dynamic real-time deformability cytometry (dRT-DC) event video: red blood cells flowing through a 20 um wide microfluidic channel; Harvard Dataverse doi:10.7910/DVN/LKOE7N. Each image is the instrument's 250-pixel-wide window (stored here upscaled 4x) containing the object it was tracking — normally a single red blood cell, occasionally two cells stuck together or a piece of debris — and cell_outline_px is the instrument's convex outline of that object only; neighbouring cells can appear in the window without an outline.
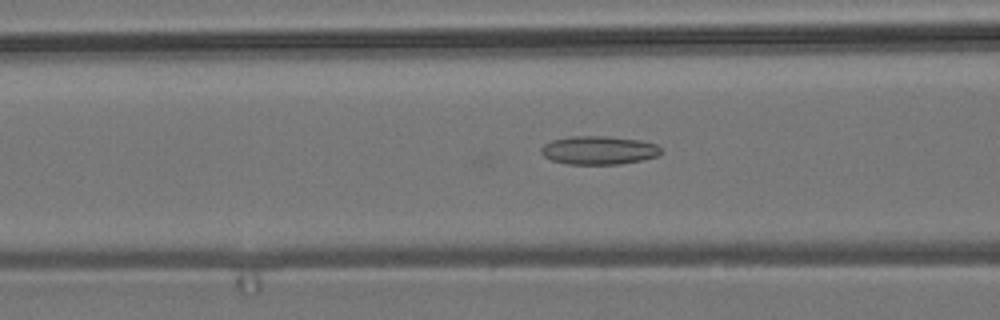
{"species": "common noctule bat (a hibernating species)", "species_latin": "Nyctalus noctula", "temperature_condition": "room temperature", "stored_images_in_passage": 18, "camera_frame_rate_fps": 3000, "um_per_image_px": 0.085, "animal": {"sex": "male", "body_mass_g": 19.2, "forearm_length_mm": 51.8}, "frame": {"image": 1, "passage_image": 5, "time_ms": 1.333, "image_size_px": [1000, 320], "cell_outline_px": [[664, 152], [660, 156], [620, 164], [568, 164], [552, 160], [544, 156], [540, 152], [540, 148], [544, 144], [552, 140], [568, 136], [608, 136], [640, 140], [656, 144]], "centroid_in_image_um": [50.91, 12.76], "position_along_channel_um": 115.7, "area_um2": 20.06}}
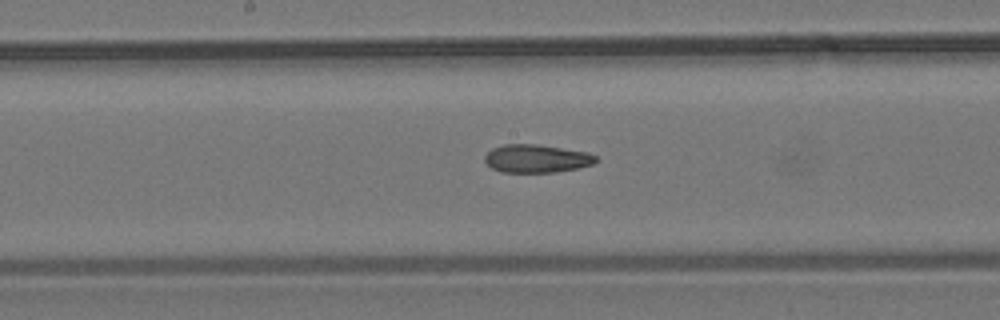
{"frame": {"image": 2, "passage_image": 12, "time_ms": 3.667, "image_size_px": [1000, 320], "cell_outline_px": [[600, 160], [592, 164], [580, 168], [556, 172], [500, 172], [492, 168], [484, 160], [484, 156], [492, 148], [504, 144], [536, 144], [588, 152], [596, 156]], "centroid_in_image_um": [45.63, 13.48], "position_along_channel_um": 202.6, "area_um2": 18.32}}
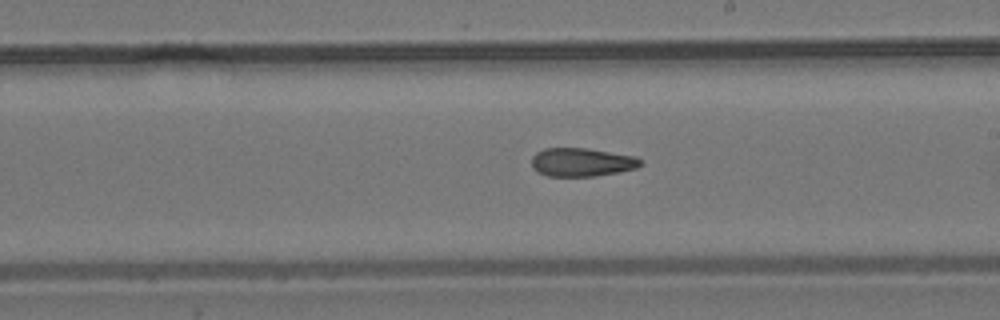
{"frame": {"image": 3, "passage_image": 15, "time_ms": 4.667, "image_size_px": [1000, 320], "cell_outline_px": [[644, 164], [636, 168], [620, 172], [596, 176], [548, 176], [536, 172], [532, 168], [532, 156], [536, 152], [544, 148], [588, 148], [636, 156], [644, 160]], "centroid_in_image_um": [49.48, 13.78], "position_along_channel_um": 239.5, "area_um2": 18.44}}